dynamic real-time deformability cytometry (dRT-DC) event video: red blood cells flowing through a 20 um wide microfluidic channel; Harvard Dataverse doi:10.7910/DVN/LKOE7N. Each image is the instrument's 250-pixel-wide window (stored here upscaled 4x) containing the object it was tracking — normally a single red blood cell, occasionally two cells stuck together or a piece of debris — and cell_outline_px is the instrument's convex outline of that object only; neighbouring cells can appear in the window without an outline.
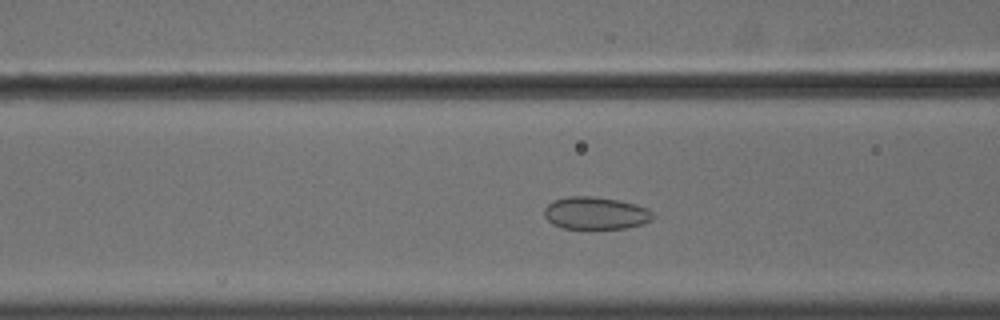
{"species": "common noctule bat (a hibernating species)", "species_latin": "Nyctalus noctula", "temperature_condition": "cold", "stored_images_in_passage": 50, "camera_frame_rate_fps": 3000, "um_per_image_px": 0.085, "animal": {"sex": "male", "body_mass_g": 18.8}, "frame": {"image": 1, "passage_image": 17, "time_ms": 5.333, "image_size_px": [1000, 320], "cell_outline_px": [[652, 220], [640, 224], [624, 228], [592, 232], [560, 228], [552, 224], [544, 216], [544, 208], [552, 200], [568, 196], [592, 196], [620, 200], [636, 204], [648, 208], [652, 212]], "centroid_in_image_um": [50.58, 18.16], "position_along_channel_um": 116.0, "area_um2": 21.5}}
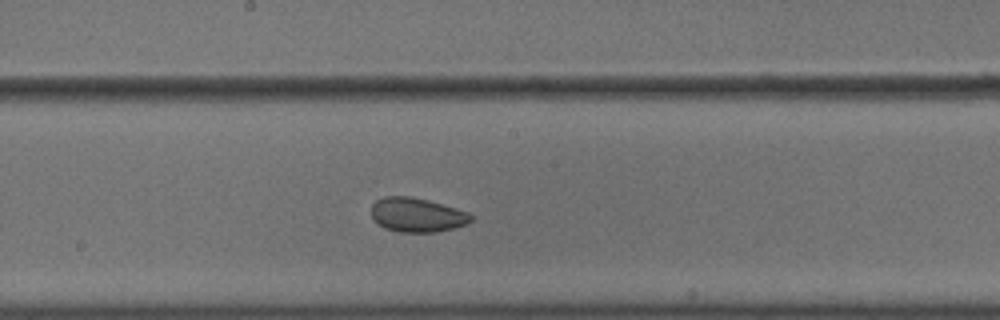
{"frame": {"image": 2, "passage_image": 25, "time_ms": 8.0, "image_size_px": [1000, 320], "cell_outline_px": [[472, 220], [468, 224], [436, 232], [400, 232], [384, 228], [372, 220], [372, 204], [376, 200], [384, 196], [412, 196], [428, 200], [456, 208], [468, 212], [472, 216]], "centroid_in_image_um": [35.43, 18.26], "position_along_channel_um": 212.8, "area_um2": 20.0}}
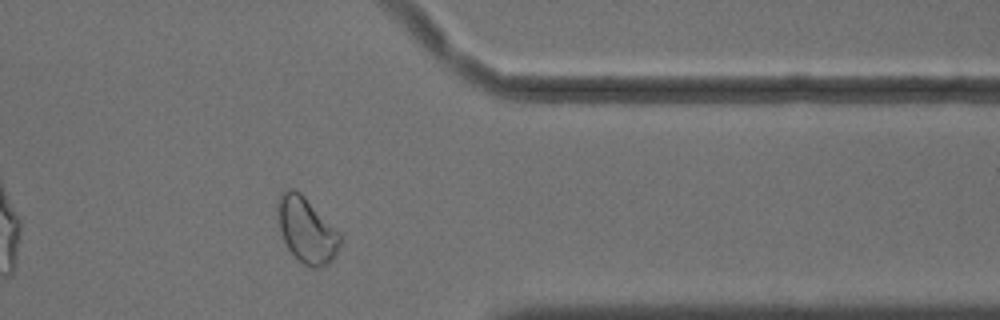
{"frame": {"image": 3, "passage_image": 40, "time_ms": 13.0, "image_size_px": [1000, 320], "cell_outline_px": [[344, 240], [332, 260], [328, 264], [320, 268], [308, 268], [288, 248], [280, 232], [276, 208], [280, 196], [288, 188], [292, 188], [300, 192], [344, 236]], "centroid_in_image_um": [26.1, 19.57], "position_along_channel_um": 385.3, "area_um2": 23.99}, "authors_computed_cell_mechanics": {"area_um2": 22.3975, "velocity_mm_per_s": 3.6213, "shape_relaxation_time_tau1_ms": 2.7787, "shape_relaxation_time_tau2_ms": 2.136, "deformation_change_tau1": 0.0401, "deformation_change_tau2": 0.0568}}